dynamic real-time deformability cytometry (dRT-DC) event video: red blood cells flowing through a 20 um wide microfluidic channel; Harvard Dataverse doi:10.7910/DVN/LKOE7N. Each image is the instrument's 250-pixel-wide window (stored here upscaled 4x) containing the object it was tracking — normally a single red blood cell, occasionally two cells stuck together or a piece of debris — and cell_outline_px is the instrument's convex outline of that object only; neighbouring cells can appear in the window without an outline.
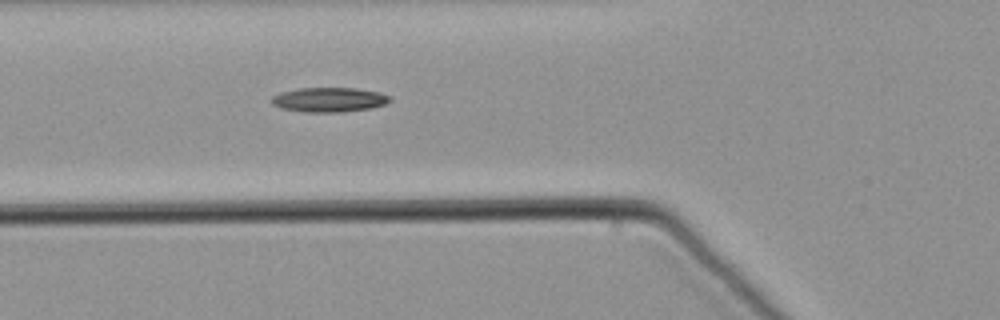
{"species": "common noctule bat (a hibernating species)", "species_latin": "Nyctalus noctula", "temperature_condition": "warm", "stored_images_in_passage": 41, "camera_frame_rate_fps": 3000, "um_per_image_px": 0.085, "animal": {"sex": "male", "body_mass_g": 21.5, "forearm_length_mm": 52.0}, "frame": {"image": 1, "passage_image": 4, "time_ms": 1.0, "image_size_px": [1000, 320], "cell_outline_px": [[392, 100], [384, 104], [372, 108], [340, 112], [304, 112], [280, 108], [272, 104], [268, 100], [272, 96], [280, 92], [300, 88], [352, 88], [380, 92], [388, 96]], "centroid_in_image_um": [27.92, 8.48], "position_along_channel_um": 97.9, "area_um2": 16.99}}
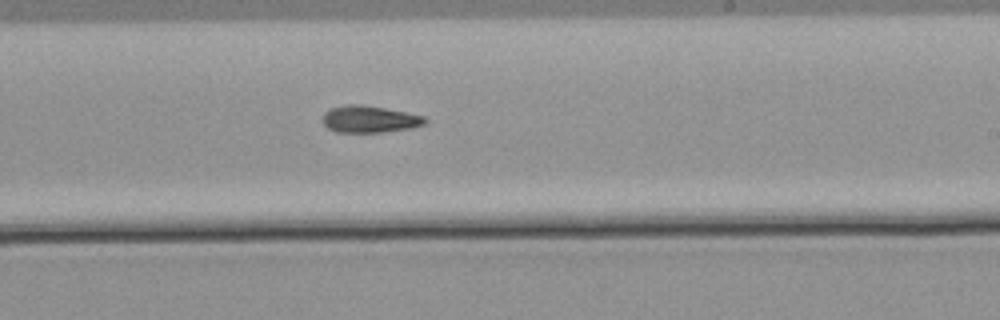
{"frame": {"image": 2, "passage_image": 18, "time_ms": 5.667, "image_size_px": [1000, 320], "cell_outline_px": [[428, 120], [424, 124], [412, 128], [380, 132], [336, 132], [328, 128], [320, 120], [324, 112], [328, 108], [348, 104], [360, 104], [384, 108], [424, 116]], "centroid_in_image_um": [31.35, 10.12], "position_along_channel_um": 257.7, "area_um2": 16.13}}
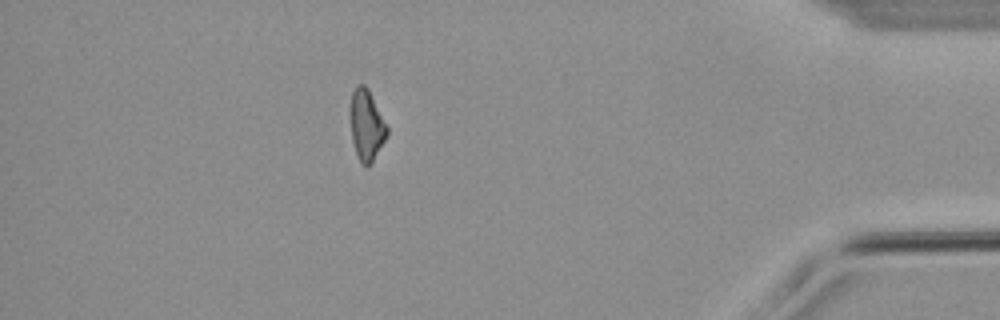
{"frame": {"image": 3, "passage_image": 35, "time_ms": 11.333, "image_size_px": [1000, 320], "cell_outline_px": [[388, 132], [372, 164], [368, 168], [360, 164], [352, 140], [348, 108], [352, 92], [356, 84], [364, 84], [368, 88], [388, 128]], "centroid_in_image_um": [31.11, 10.64], "position_along_channel_um": 404.1, "area_um2": 15.49}}